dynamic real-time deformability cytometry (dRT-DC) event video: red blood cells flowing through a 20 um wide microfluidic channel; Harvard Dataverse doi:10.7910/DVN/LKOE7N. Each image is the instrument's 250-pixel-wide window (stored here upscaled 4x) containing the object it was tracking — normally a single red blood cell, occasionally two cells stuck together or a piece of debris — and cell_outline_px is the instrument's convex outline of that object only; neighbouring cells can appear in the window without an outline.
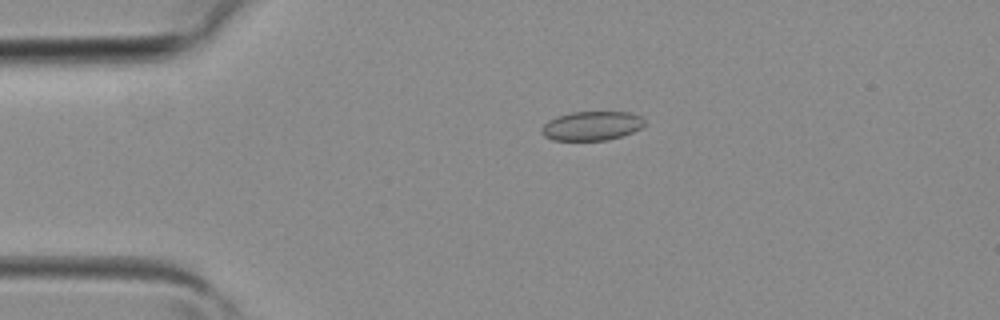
{"species": "common noctule bat (a hibernating species)", "species_latin": "Nyctalus noctula", "temperature_condition": "room temperature", "stored_images_in_passage": 5, "camera_frame_rate_fps": 3000, "um_per_image_px": 0.085, "animal": {"sex": "female", "body_mass_g": 19.3, "forearm_length_mm": 54.1}, "frame": {"image": 1, "passage_image": 3, "time_ms": 0.667, "image_size_px": [1000, 320], "cell_outline_px": [[644, 124], [640, 128], [632, 132], [608, 140], [552, 140], [544, 136], [540, 132], [540, 128], [548, 120], [556, 116], [572, 112], [632, 112], [640, 116], [644, 120]], "centroid_in_image_um": [50.26, 10.69], "position_along_channel_um": 34.7, "area_um2": 17.51}}
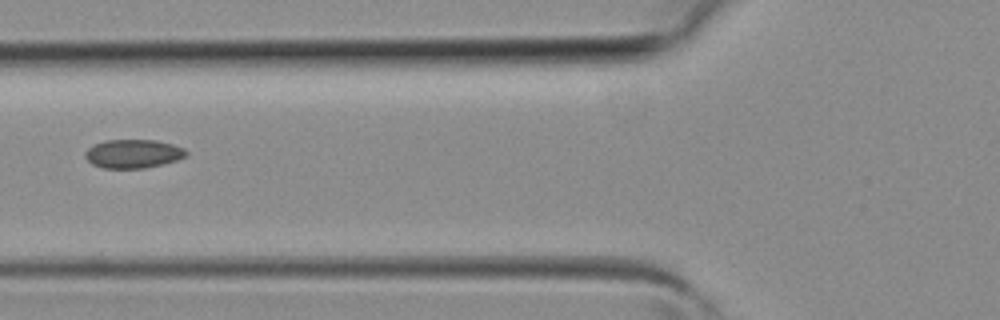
{"frame": {"image": 2, "passage_image": 5, "time_ms": 1.333, "image_size_px": [1000, 320], "cell_outline_px": [[188, 156], [176, 160], [144, 168], [104, 168], [92, 164], [84, 156], [84, 152], [88, 148], [104, 140], [156, 140], [172, 144], [184, 148], [188, 152]], "centroid_in_image_um": [11.32, 13.06], "position_along_channel_um": 114.5, "area_um2": 16.82}}